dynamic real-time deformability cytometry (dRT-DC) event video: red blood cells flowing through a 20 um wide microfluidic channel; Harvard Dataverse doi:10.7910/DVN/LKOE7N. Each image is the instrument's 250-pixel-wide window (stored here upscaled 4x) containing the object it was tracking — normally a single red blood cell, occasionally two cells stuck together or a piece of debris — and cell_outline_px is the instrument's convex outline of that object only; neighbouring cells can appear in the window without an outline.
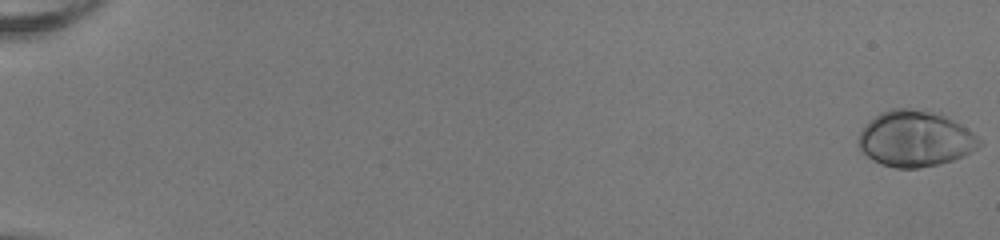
{"species": "human", "species_latin": "Homo sapiens", "temperature_condition": "room temperature", "stored_images_in_passage": 1, "camera_frame_rate_fps": 3000, "um_per_image_px": 0.085, "donor": {"sex": "female"}, "frame": {"image": 1, "passage_image": 1, "time_ms": 0.0, "image_size_px": [1000, 240], "cell_outline_px": [[984, 144], [980, 148], [972, 152], [952, 160], [920, 168], [896, 168], [880, 164], [872, 160], [860, 148], [860, 132], [864, 124], [868, 120], [880, 112], [892, 108], [912, 108], [940, 112], [960, 124], [972, 132]], "centroid_in_image_um": [77.81, 11.77], "position_along_channel_um": 7.2, "area_um2": 39.59}}